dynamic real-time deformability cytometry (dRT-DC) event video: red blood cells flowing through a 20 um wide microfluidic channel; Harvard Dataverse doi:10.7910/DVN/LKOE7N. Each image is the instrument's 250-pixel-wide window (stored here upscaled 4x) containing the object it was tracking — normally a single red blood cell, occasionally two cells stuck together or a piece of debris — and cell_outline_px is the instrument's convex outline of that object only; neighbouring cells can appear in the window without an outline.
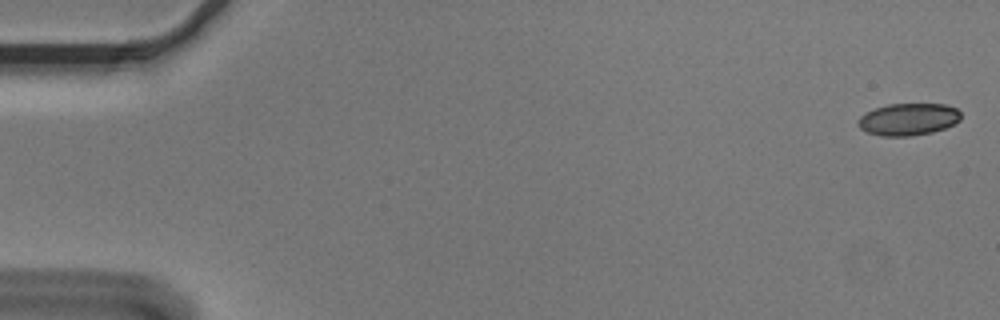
{"species": "Egyptian fruit bat (a non-hibernating species)", "species_latin": "Rousettus aegyptiacus", "temperature_condition": "cold", "stored_images_in_passage": 3, "segment_of_instrument_passage": [2, 2], "camera_frame_rate_fps": 3000, "um_per_image_px": 0.085, "animal": {"sex": "male"}, "frame": {"image": 1, "passage_image": 3, "time_ms": 0.667, "image_size_px": [1000, 320], "cell_outline_px": [[960, 120], [944, 128], [932, 132], [912, 136], [880, 136], [868, 132], [860, 128], [856, 124], [856, 120], [860, 116], [876, 108], [888, 104], [944, 104], [956, 108], [960, 112]], "centroid_in_image_um": [77.18, 10.14], "position_along_channel_um": 7.8, "area_um2": 19.19}}